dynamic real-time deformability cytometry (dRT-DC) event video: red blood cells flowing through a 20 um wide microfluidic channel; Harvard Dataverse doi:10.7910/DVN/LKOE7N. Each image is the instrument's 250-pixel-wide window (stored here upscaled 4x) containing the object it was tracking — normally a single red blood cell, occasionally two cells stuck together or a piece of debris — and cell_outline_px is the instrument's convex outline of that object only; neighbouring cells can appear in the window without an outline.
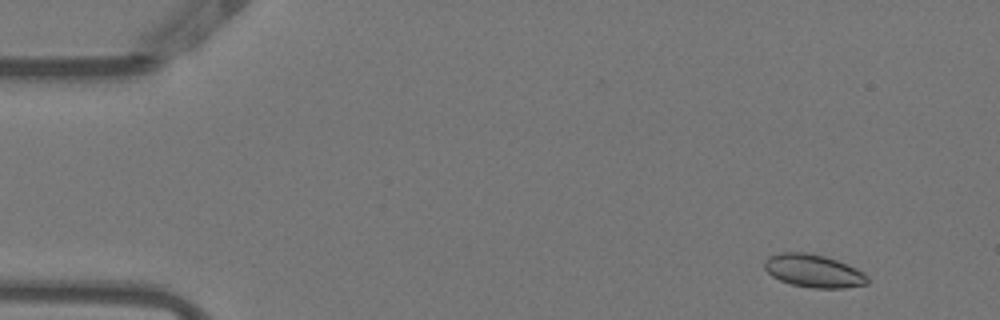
{"species": "Egyptian fruit bat (a non-hibernating species)", "species_latin": "Rousettus aegyptiacus", "temperature_condition": "warm", "stored_images_in_passage": 52, "camera_frame_rate_fps": 3000, "um_per_image_px": 0.085, "animal": {"sex": "female"}, "frame": {"image": 1, "passage_image": 4, "time_ms": 1.0, "image_size_px": [1000, 320], "cell_outline_px": [[868, 284], [844, 288], [812, 288], [792, 284], [780, 280], [772, 276], [764, 268], [764, 260], [768, 256], [780, 252], [804, 252], [824, 256], [836, 260], [856, 268], [864, 272], [868, 276]], "centroid_in_image_um": [69.15, 23.02], "position_along_channel_um": 15.9, "area_um2": 19.83}}
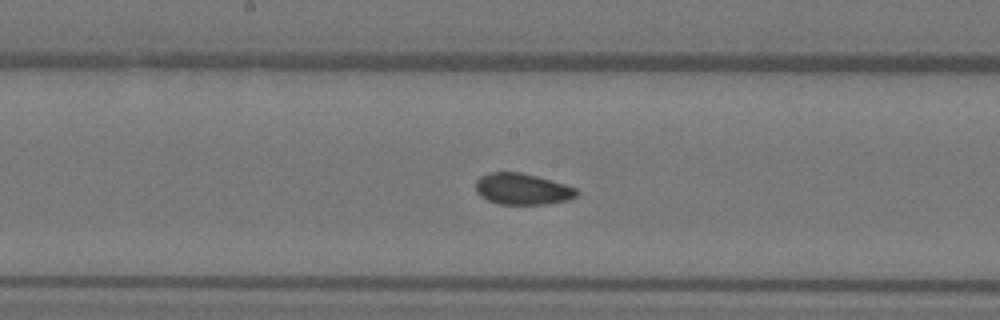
{"frame": {"image": 2, "passage_image": 27, "time_ms": 8.667, "image_size_px": [1000, 320], "cell_outline_px": [[580, 192], [576, 196], [568, 200], [544, 204], [500, 204], [488, 200], [480, 196], [476, 192], [476, 180], [480, 176], [488, 172], [520, 172], [536, 176], [564, 184], [576, 188]], "centroid_in_image_um": [44.38, 16.06], "position_along_channel_um": 203.8, "area_um2": 18.38}}
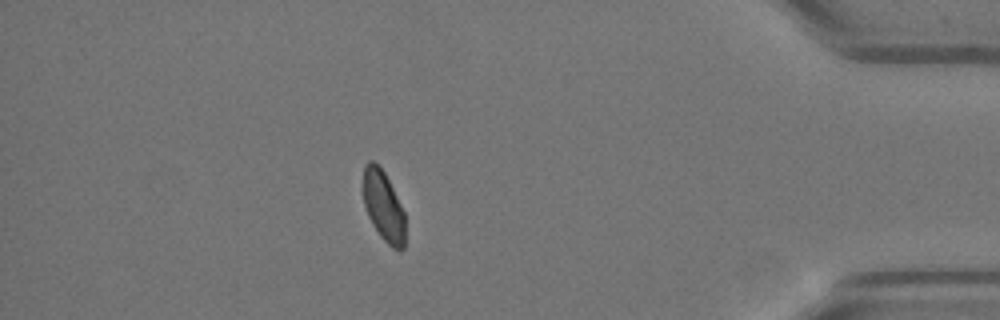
{"frame": {"image": 3, "passage_image": 46, "time_ms": 15.0, "image_size_px": [1000, 320], "cell_outline_px": [[404, 248], [400, 252], [392, 248], [380, 236], [372, 224], [368, 216], [364, 204], [364, 164], [368, 160], [372, 160], [384, 172], [404, 212]], "centroid_in_image_um": [32.59, 17.55], "position_along_channel_um": 402.6, "area_um2": 16.94}, "authors_computed_cell_mechanics": {"area_um2": 18.9006, "velocity_mm_per_s": 3.8353, "shape_relaxation_time_tau1_ms": null, "shape_relaxation_time_tau2_ms": 1.9843, "deformation_change_tau1": null, "deformation_change_tau2": 0.0484}}